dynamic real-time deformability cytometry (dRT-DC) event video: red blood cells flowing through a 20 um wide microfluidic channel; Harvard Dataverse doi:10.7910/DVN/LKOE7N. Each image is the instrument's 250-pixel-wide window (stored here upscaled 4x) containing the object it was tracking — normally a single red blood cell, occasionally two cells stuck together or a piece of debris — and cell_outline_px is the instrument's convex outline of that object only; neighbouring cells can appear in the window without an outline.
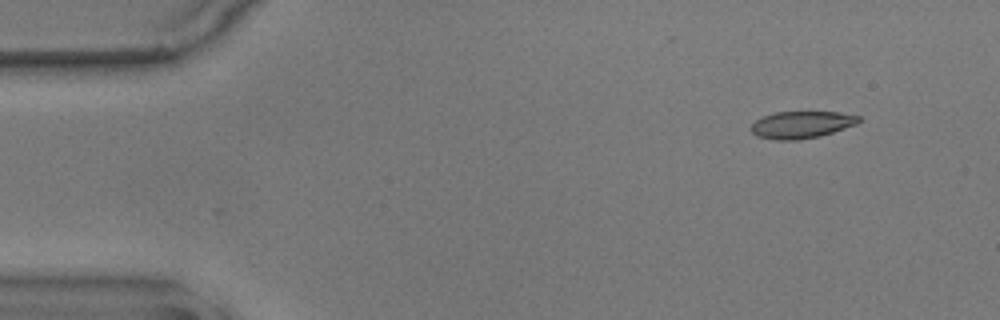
{"species": "common noctule bat (a hibernating species)", "species_latin": "Nyctalus noctula", "temperature_condition": "warm", "stored_images_in_passage": 13, "camera_frame_rate_fps": 3000, "um_per_image_px": 0.085, "animal": {"sex": "male", "body_mass_g": 17.9}, "frame": {"image": 1, "passage_image": 1, "time_ms": 0.0, "image_size_px": [1000, 320], "cell_outline_px": [[860, 120], [856, 124], [820, 136], [796, 140], [776, 140], [756, 136], [752, 132], [752, 124], [756, 120], [764, 116], [776, 112], [836, 112], [860, 116]], "centroid_in_image_um": [68.11, 10.6], "position_along_channel_um": 16.9, "area_um2": 16.76}}
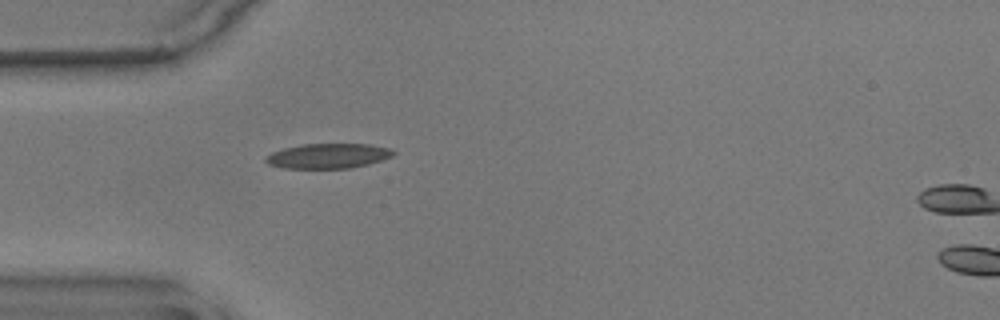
{"frame": {"image": 2, "passage_image": 12, "time_ms": 3.667, "image_size_px": [1000, 320], "cell_outline_px": [[396, 152], [392, 156], [368, 164], [348, 168], [284, 168], [268, 164], [264, 160], [264, 156], [272, 152], [284, 148], [300, 144], [368, 144], [388, 148]], "centroid_in_image_um": [27.84, 13.25], "position_along_channel_um": 57.2, "area_um2": 18.44}}